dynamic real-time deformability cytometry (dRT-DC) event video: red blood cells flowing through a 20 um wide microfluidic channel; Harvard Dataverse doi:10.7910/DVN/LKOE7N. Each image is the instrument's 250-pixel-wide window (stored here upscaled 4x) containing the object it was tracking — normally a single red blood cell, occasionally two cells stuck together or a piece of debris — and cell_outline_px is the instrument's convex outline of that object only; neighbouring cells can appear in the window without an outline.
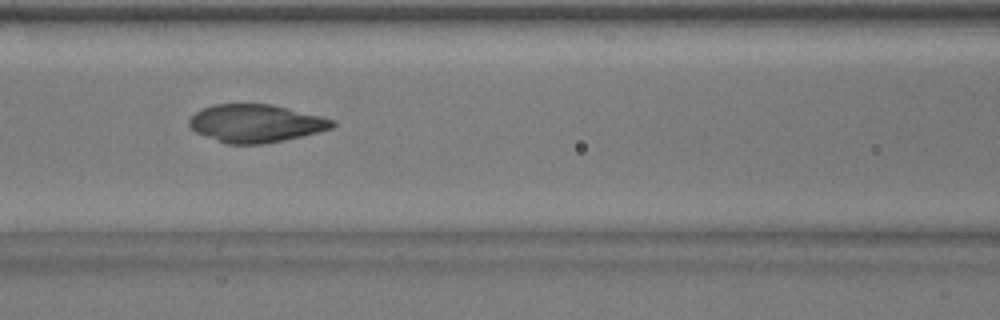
{"species": "common noctule bat (a hibernating species)", "species_latin": "Nyctalus noctula", "temperature_condition": "warm", "stored_images_in_passage": 33, "camera_frame_rate_fps": 3000, "um_per_image_px": 0.085, "animal": {"sex": "male", "body_mass_g": 17.9}, "frame": {"image": 1, "passage_image": 9, "time_ms": 2.667, "image_size_px": [1000, 320], "cell_outline_px": [[336, 124], [332, 128], [284, 140], [264, 144], [228, 144], [216, 140], [196, 132], [188, 124], [188, 120], [200, 108], [212, 104], [272, 104], [336, 120]], "centroid_in_image_um": [21.72, 10.48], "position_along_channel_um": 144.9, "area_um2": 31.5}}
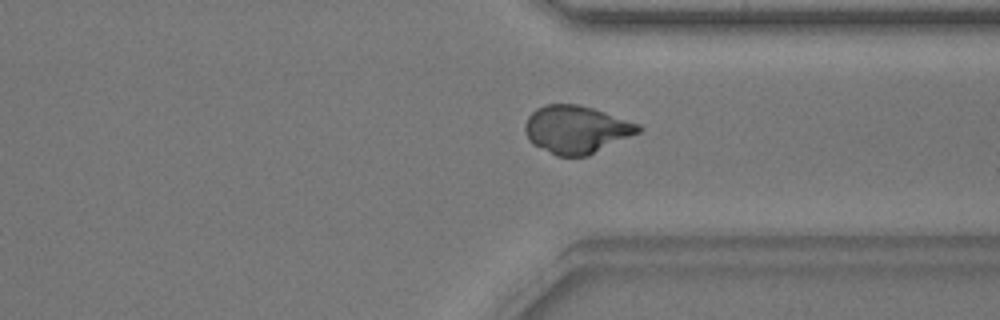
{"frame": {"image": 2, "passage_image": 26, "time_ms": 8.333, "image_size_px": [1000, 320], "cell_outline_px": [[644, 128], [640, 132], [588, 156], [556, 156], [532, 144], [528, 140], [524, 128], [528, 116], [536, 108], [544, 104], [580, 104], [640, 124]], "centroid_in_image_um": [48.98, 11.01], "position_along_channel_um": 362.4, "area_um2": 31.67}}
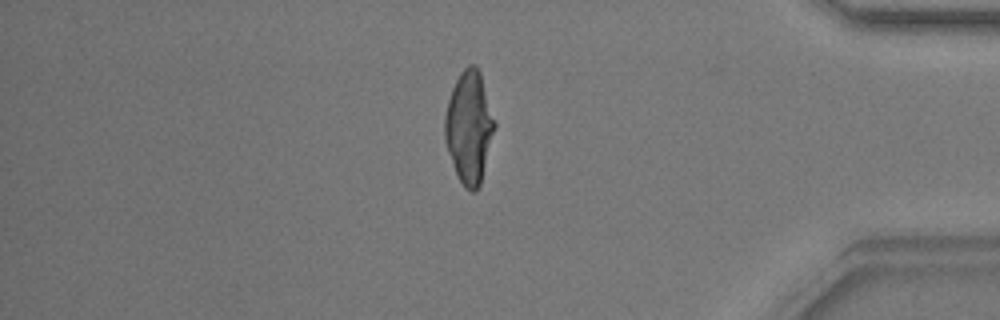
{"frame": {"image": 3, "passage_image": 31, "time_ms": 10.0, "image_size_px": [1000, 320], "cell_outline_px": [[496, 124], [480, 184], [472, 192], [464, 188], [456, 172], [444, 140], [444, 116], [448, 100], [452, 88], [460, 72], [468, 64], [476, 64], [480, 72]], "centroid_in_image_um": [39.86, 10.77], "position_along_channel_um": 395.3, "area_um2": 32.19}}